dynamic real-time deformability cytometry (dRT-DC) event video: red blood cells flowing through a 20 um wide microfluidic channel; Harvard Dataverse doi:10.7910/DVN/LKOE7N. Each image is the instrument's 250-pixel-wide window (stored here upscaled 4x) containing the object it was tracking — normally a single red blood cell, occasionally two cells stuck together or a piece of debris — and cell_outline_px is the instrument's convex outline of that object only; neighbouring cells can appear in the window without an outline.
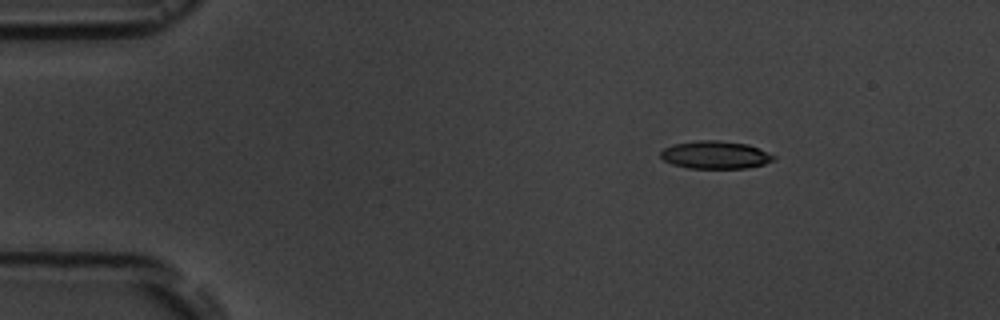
{"species": "common noctule bat (a hibernating species)", "species_latin": "Nyctalus noctula", "temperature_condition": "room temperature", "stored_images_in_passage": 11, "camera_frame_rate_fps": 3000, "um_per_image_px": 0.085, "animal": {"sex": "male", "body_mass_g": 19.5, "forearm_length_mm": 54.6}, "frame": {"image": 1, "passage_image": 2, "time_ms": 2.0, "image_size_px": [1000, 320], "cell_outline_px": [[776, 160], [764, 164], [748, 168], [688, 168], [672, 164], [664, 160], [660, 156], [660, 152], [664, 148], [676, 144], [696, 140], [720, 140], [748, 144], [776, 156]], "centroid_in_image_um": [60.82, 13.16], "position_along_channel_um": 24.2, "area_um2": 18.32}}
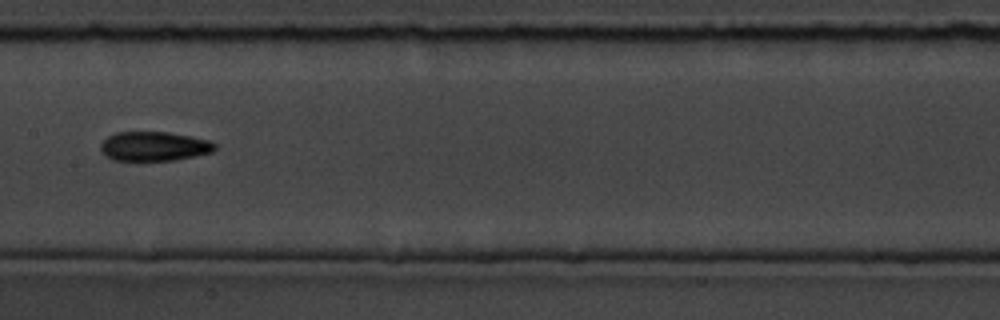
{"frame": {"image": 2, "passage_image": 8, "time_ms": 8.667, "image_size_px": [1000, 320], "cell_outline_px": [[216, 148], [212, 152], [196, 156], [176, 160], [112, 160], [100, 148], [100, 144], [108, 136], [116, 132], [168, 132], [192, 136], [208, 140], [216, 144]], "centroid_in_image_um": [13.13, 12.43], "position_along_channel_um": 194.3, "area_um2": 19.48}}
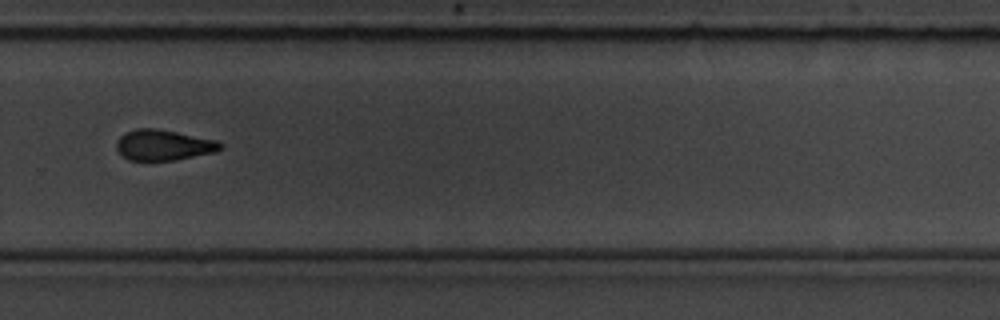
{"frame": {"image": 3, "passage_image": 11, "time_ms": 12.0, "image_size_px": [1000, 320], "cell_outline_px": [[224, 148], [216, 152], [176, 160], [144, 164], [128, 160], [120, 156], [116, 148], [116, 140], [124, 132], [136, 128], [156, 128], [216, 140], [224, 144]], "centroid_in_image_um": [13.84, 12.38], "position_along_channel_um": 316.0, "area_um2": 19.54}}